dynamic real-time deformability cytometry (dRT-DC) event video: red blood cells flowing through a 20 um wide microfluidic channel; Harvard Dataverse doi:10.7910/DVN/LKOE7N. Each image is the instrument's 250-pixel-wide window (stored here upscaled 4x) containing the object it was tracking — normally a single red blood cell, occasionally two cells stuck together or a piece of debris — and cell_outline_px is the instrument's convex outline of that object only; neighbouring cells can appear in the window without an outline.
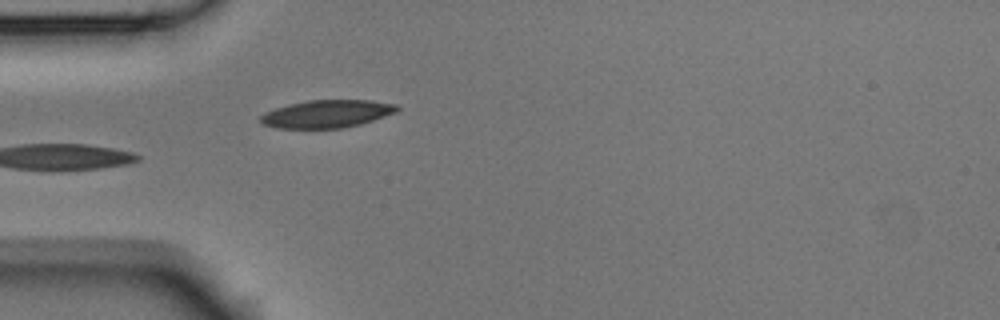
{"species": "Egyptian fruit bat (a non-hibernating species)", "species_latin": "Rousettus aegyptiacus", "temperature_condition": "room temperature", "stored_images_in_passage": 4, "camera_frame_rate_fps": 3000, "um_per_image_px": 0.085, "animal": {"sex": "male"}, "frame": {"image": 1, "passage_image": 4, "time_ms": 1.0, "image_size_px": [1000, 320], "cell_outline_px": [[400, 108], [396, 112], [360, 124], [344, 128], [276, 128], [264, 124], [260, 120], [260, 116], [264, 112], [288, 104], [308, 100], [372, 100], [396, 104]], "centroid_in_image_um": [27.78, 9.67], "position_along_channel_um": 57.2, "area_um2": 22.02}}